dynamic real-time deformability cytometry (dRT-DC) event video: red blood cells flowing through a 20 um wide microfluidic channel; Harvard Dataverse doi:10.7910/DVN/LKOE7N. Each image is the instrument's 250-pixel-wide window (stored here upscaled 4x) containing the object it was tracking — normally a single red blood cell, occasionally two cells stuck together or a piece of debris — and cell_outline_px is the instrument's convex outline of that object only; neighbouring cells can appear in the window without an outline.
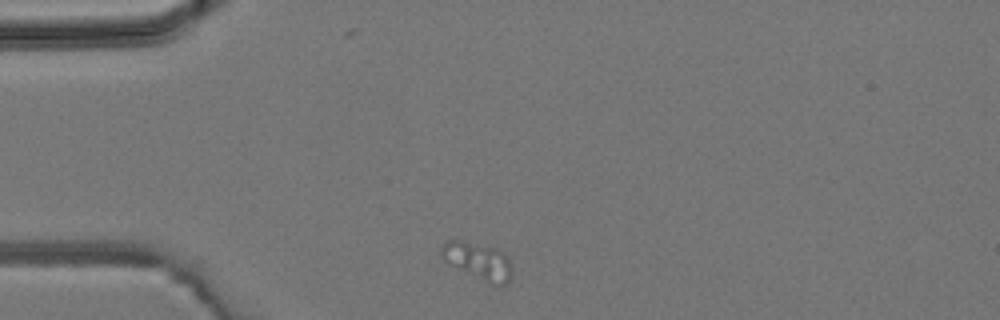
{"species": "common noctule bat (a hibernating species)", "species_latin": "Nyctalus noctula", "temperature_condition": "room temperature", "stored_images_in_passage": 3, "camera_frame_rate_fps": 3000, "um_per_image_px": 0.085, "animal": {"sex": "male", "body_mass_g": 19.2, "forearm_length_mm": 51.8}, "frame": {"image": 1, "passage_image": 1, "time_ms": 0.0, "image_size_px": [1000, 320], "cell_outline_px": [[512, 276], [504, 284], [488, 284], [456, 268], [444, 260], [440, 248], [448, 240], [460, 240], [496, 248], [508, 260], [512, 268]], "centroid_in_image_um": [40.62, 22.2], "position_along_channel_um": 44.4, "area_um2": 15.03}}